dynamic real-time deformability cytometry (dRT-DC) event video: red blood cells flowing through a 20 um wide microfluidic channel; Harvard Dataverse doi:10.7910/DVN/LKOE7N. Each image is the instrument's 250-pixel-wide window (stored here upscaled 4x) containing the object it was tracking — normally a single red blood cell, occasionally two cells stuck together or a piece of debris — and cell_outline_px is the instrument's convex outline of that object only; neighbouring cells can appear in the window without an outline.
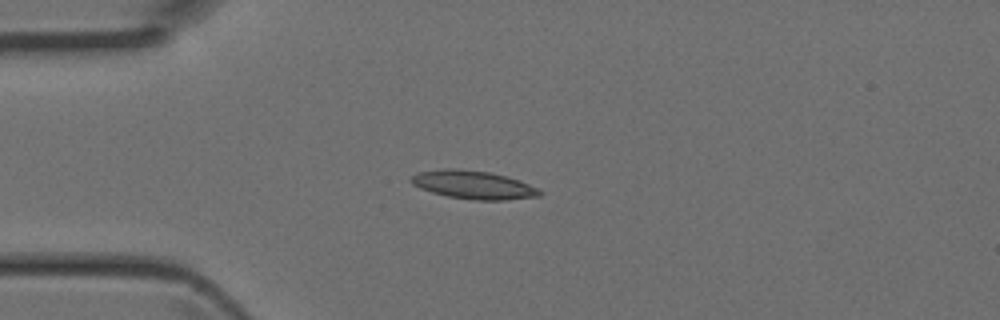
{"species": "Egyptian fruit bat (a non-hibernating species)", "species_latin": "Rousettus aegyptiacus", "temperature_condition": "room temperature", "stored_images_in_passage": 3, "camera_frame_rate_fps": 3000, "um_per_image_px": 0.085, "animal": {"sex": "female"}, "frame": {"image": 1, "passage_image": 3, "time_ms": 0.667, "image_size_px": [1000, 320], "cell_outline_px": [[544, 192], [540, 196], [504, 200], [472, 200], [448, 196], [432, 192], [420, 188], [412, 184], [408, 180], [416, 172], [440, 168], [456, 168], [488, 172], [520, 180]], "centroid_in_image_um": [40.19, 15.7], "position_along_channel_um": 44.8, "area_um2": 21.27}}